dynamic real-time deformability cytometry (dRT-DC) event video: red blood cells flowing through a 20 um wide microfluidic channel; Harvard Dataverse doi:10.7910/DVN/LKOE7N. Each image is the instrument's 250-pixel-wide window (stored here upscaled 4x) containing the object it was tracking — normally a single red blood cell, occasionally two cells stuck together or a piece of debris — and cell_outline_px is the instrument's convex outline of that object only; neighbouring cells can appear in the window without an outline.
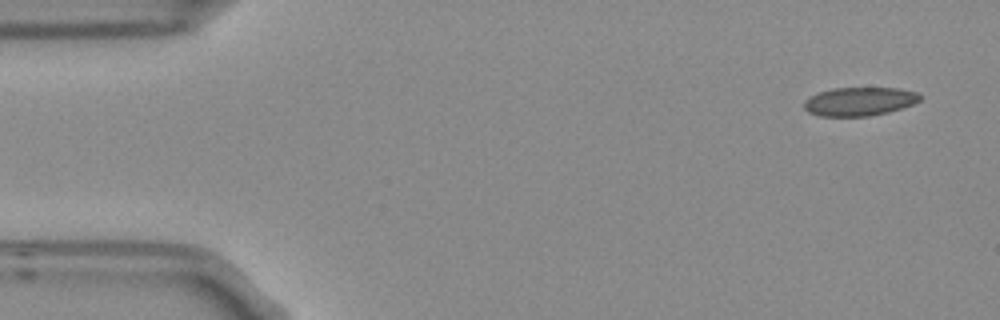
{"species": "Egyptian fruit bat (a non-hibernating species)", "species_latin": "Rousettus aegyptiacus", "temperature_condition": "room temperature", "stored_images_in_passage": 5, "camera_frame_rate_fps": 3000, "um_per_image_px": 0.085, "frame": {"image": 1, "passage_image": 1, "time_ms": 0.0, "image_size_px": [1000, 320], "cell_outline_px": [[924, 96], [920, 100], [912, 104], [888, 112], [868, 116], [820, 116], [808, 112], [804, 108], [804, 100], [820, 92], [832, 88], [900, 88], [916, 92]], "centroid_in_image_um": [73.06, 8.62], "position_along_channel_um": 11.9, "area_um2": 19.25}}